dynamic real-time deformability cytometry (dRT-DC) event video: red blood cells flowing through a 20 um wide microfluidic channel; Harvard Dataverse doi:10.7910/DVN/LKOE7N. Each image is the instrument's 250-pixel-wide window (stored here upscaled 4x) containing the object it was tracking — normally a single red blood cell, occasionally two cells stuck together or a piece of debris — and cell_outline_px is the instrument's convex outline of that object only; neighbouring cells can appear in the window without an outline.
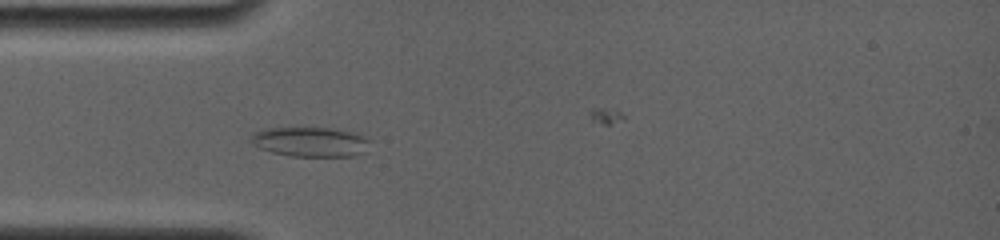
{"species": "common noctule bat (a hibernating species)", "species_latin": "Nyctalus noctula", "temperature_condition": "room temperature", "stored_images_in_passage": 5, "camera_frame_rate_fps": 4000, "um_per_image_px": 0.085, "animal": {"sex": "female", "body_mass_g": 19.0, "forearm_length_mm": 56.7}, "frame": {"image": 1, "passage_image": 4, "time_ms": 3.5, "image_size_px": [1000, 240], "cell_outline_px": [[368, 152], [356, 156], [292, 156], [272, 152], [260, 148], [252, 144], [252, 132], [268, 128], [336, 128], [368, 136]], "centroid_in_image_um": [26.44, 12.06], "position_along_channel_um": 58.6, "area_um2": 20.75}}